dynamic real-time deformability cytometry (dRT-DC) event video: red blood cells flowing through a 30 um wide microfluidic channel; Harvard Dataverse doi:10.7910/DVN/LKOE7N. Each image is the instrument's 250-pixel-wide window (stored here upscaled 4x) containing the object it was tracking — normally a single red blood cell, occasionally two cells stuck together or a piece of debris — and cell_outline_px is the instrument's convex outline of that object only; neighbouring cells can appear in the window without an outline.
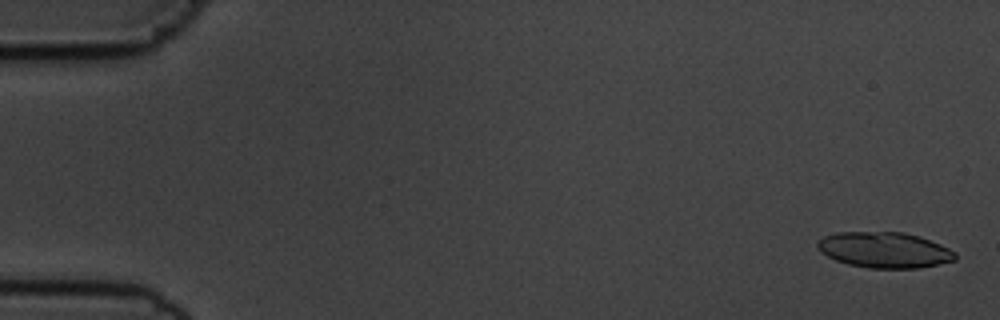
{"species": "common noctule bat (a hibernating species)", "species_latin": "Nyctalus noctula", "temperature_condition": "cold", "stored_images_in_passage": 57, "camera_frame_rate_fps": 3000, "um_per_image_px": 0.085, "animal": {"sex": "male", "body_mass_g": 19.5, "forearm_length_mm": 54.6}, "frame": {"image": 1, "passage_image": 2, "time_ms": 0.333, "image_size_px": [1000, 320], "cell_outline_px": [[956, 260], [916, 268], [868, 268], [848, 264], [836, 260], [820, 252], [816, 244], [824, 236], [836, 232], [904, 232], [920, 236], [940, 244], [956, 252]], "centroid_in_image_um": [75.17, 21.24], "position_along_channel_um": 9.8, "area_um2": 28.61}}
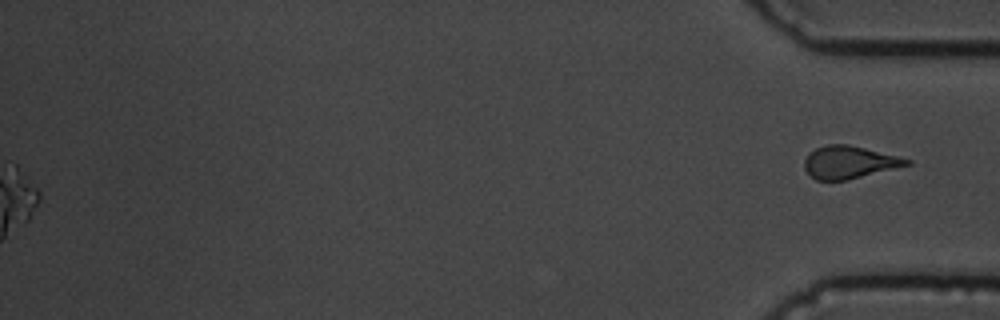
{"frame": {"image": 2, "passage_image": 57, "time_ms": 18.667, "image_size_px": [1000, 320], "cell_outline_px": [[912, 164], [844, 180], [816, 180], [804, 168], [804, 160], [816, 148], [828, 144], [848, 144], [900, 156], [912, 160]], "centroid_in_image_um": [72.21, 13.78], "position_along_channel_um": 363.0, "area_um2": 19.13}}